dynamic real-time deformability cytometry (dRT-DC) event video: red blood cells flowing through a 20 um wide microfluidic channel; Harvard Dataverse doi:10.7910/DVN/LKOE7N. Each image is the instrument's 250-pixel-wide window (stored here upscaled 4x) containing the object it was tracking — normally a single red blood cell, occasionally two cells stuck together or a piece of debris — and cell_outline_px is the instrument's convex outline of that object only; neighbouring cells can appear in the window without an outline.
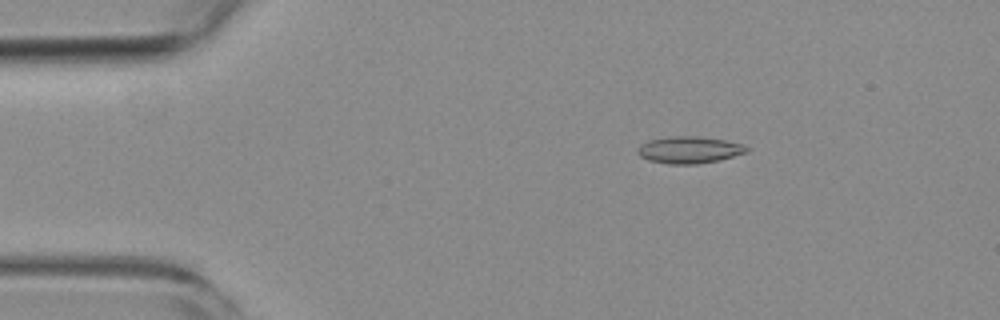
{"species": "common noctule bat (a hibernating species)", "species_latin": "Nyctalus noctula", "temperature_condition": "room temperature", "stored_images_in_passage": 5, "camera_frame_rate_fps": 3000, "um_per_image_px": 0.085, "animal": {"sex": "female", "body_mass_g": 19.3, "forearm_length_mm": 54.1}, "frame": {"image": 1, "passage_image": 3, "time_ms": 2.333, "image_size_px": [1000, 320], "cell_outline_px": [[748, 152], [716, 160], [696, 164], [668, 164], [648, 160], [640, 156], [636, 152], [636, 148], [640, 144], [648, 140], [668, 136], [700, 136], [724, 140], [744, 144], [748, 148]], "centroid_in_image_um": [58.53, 12.72], "position_along_channel_um": 26.5, "area_um2": 17.17}}